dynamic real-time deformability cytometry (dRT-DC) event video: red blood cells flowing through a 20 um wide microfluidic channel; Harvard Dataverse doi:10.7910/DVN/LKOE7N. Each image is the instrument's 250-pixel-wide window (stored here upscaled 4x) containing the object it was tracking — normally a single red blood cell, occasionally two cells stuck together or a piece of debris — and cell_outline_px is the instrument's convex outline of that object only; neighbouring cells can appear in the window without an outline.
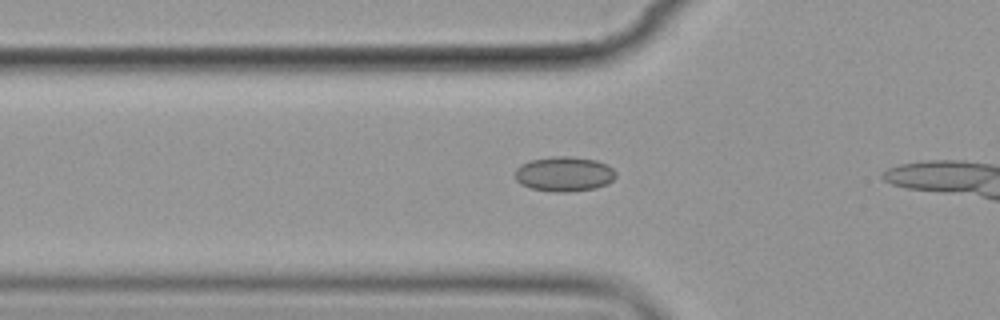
{"species": "common noctule bat (a hibernating species)", "species_latin": "Nyctalus noctula", "temperature_condition": "cold", "stored_images_in_passage": 9, "camera_frame_rate_fps": 3000, "um_per_image_px": 0.085, "animal": {"sex": "female", "body_mass_g": 19.9}, "frame": {"image": 1, "passage_image": 7, "time_ms": 8.0, "image_size_px": [1000, 320], "cell_outline_px": [[616, 176], [608, 184], [596, 188], [568, 192], [552, 192], [532, 188], [520, 184], [516, 180], [516, 168], [520, 164], [532, 160], [552, 156], [572, 156], [596, 160], [612, 168], [616, 172]], "centroid_in_image_um": [47.96, 14.79], "position_along_channel_um": 77.8, "area_um2": 20.52}}